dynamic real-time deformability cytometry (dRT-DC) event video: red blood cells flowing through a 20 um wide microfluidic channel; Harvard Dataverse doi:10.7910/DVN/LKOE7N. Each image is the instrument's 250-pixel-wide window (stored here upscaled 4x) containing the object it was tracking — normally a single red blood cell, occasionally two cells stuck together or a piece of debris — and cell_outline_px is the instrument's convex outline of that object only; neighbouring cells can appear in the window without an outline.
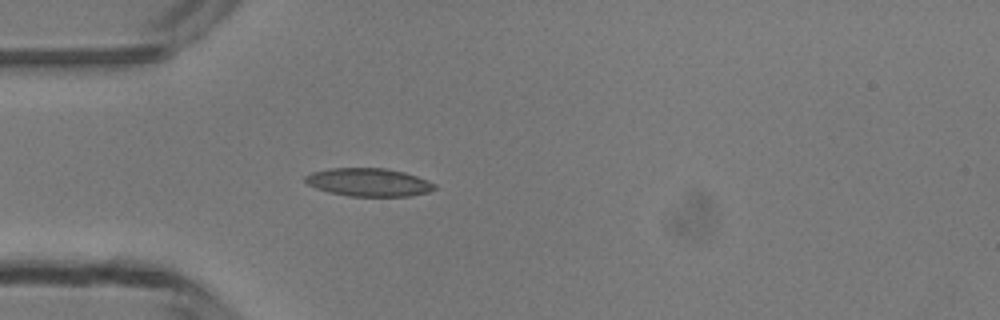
{"species": "common noctule bat (a hibernating species)", "species_latin": "Nyctalus noctula", "temperature_condition": "room temperature", "stored_images_in_passage": 3, "camera_frame_rate_fps": 3000, "um_per_image_px": 0.085, "animal": {"sex": "male", "body_mass_g": 13.3}, "frame": {"image": 1, "passage_image": 3, "time_ms": 3.0, "image_size_px": [1000, 320], "cell_outline_px": [[436, 188], [428, 192], [408, 196], [348, 196], [328, 192], [316, 188], [308, 184], [304, 180], [304, 176], [312, 172], [328, 168], [384, 168], [404, 172], [416, 176], [436, 184]], "centroid_in_image_um": [31.31, 15.49], "position_along_channel_um": 53.7, "area_um2": 21.15}}